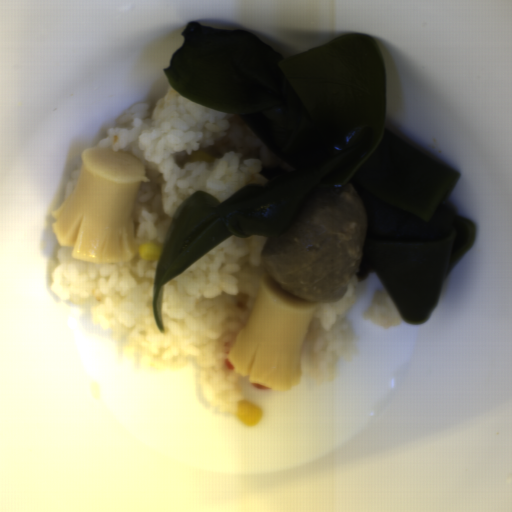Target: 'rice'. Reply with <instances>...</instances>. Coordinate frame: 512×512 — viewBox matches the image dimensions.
Wrapping results in <instances>:
<instances>
[{
  "label": "rice",
  "mask_w": 512,
  "mask_h": 512,
  "mask_svg": "<svg viewBox=\"0 0 512 512\" xmlns=\"http://www.w3.org/2000/svg\"><path fill=\"white\" fill-rule=\"evenodd\" d=\"M268 238L230 236L162 287L161 333L154 316V289L160 258L137 254L119 264L73 257L60 243L48 287L59 299L85 305L123 354L153 369L196 368L202 400L223 414H236L249 399L237 385L240 375L228 360L232 340L253 310ZM250 402V401H249Z\"/></svg>",
  "instance_id": "652b925c"
},
{
  "label": "rice",
  "mask_w": 512,
  "mask_h": 512,
  "mask_svg": "<svg viewBox=\"0 0 512 512\" xmlns=\"http://www.w3.org/2000/svg\"><path fill=\"white\" fill-rule=\"evenodd\" d=\"M95 147L136 156L148 181L134 210L137 247L162 249L174 213L197 190L221 203L246 184L265 186L262 168L277 166V154L241 115L194 102L172 87L157 102L130 107ZM207 151L212 163L195 161Z\"/></svg>",
  "instance_id": "023b6e5f"
},
{
  "label": "rice",
  "mask_w": 512,
  "mask_h": 512,
  "mask_svg": "<svg viewBox=\"0 0 512 512\" xmlns=\"http://www.w3.org/2000/svg\"><path fill=\"white\" fill-rule=\"evenodd\" d=\"M355 273L343 296L332 303L315 302L314 312L299 354L300 377L311 385L328 387L336 379L337 365L353 361L359 339L346 315L357 297Z\"/></svg>",
  "instance_id": "8eca5e8b"
},
{
  "label": "rice",
  "mask_w": 512,
  "mask_h": 512,
  "mask_svg": "<svg viewBox=\"0 0 512 512\" xmlns=\"http://www.w3.org/2000/svg\"><path fill=\"white\" fill-rule=\"evenodd\" d=\"M362 317L386 329L405 322L386 290L375 293Z\"/></svg>",
  "instance_id": "acb35da6"
},
{
  "label": "rice",
  "mask_w": 512,
  "mask_h": 512,
  "mask_svg": "<svg viewBox=\"0 0 512 512\" xmlns=\"http://www.w3.org/2000/svg\"><path fill=\"white\" fill-rule=\"evenodd\" d=\"M81 170H82V163L70 171L69 179L65 185L64 192H63V204L67 201V199L75 191Z\"/></svg>",
  "instance_id": "b023fe2a"
}]
</instances>
